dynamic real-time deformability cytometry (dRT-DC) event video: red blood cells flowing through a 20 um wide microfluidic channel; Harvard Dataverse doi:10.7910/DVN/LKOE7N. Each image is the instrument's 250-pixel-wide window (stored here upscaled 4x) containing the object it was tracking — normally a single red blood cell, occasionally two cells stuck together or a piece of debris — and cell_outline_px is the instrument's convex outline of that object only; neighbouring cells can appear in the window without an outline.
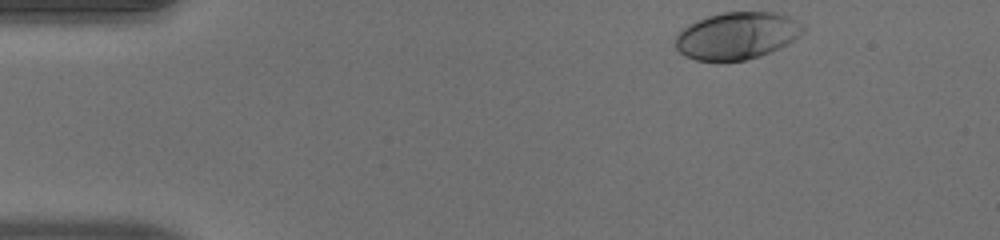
{"species": "human", "species_latin": "Homo sapiens", "temperature_condition": "warm", "stored_images_in_passage": 37, "camera_frame_rate_fps": 3000, "um_per_image_px": 0.085, "donor": {"sex": "male"}, "frame": {"image": 1, "passage_image": 1, "time_ms": 0.0, "image_size_px": [1000, 240], "cell_outline_px": [[808, 28], [800, 36], [788, 44], [760, 56], [744, 60], [696, 60], [684, 56], [676, 48], [676, 36], [688, 24], [696, 20], [708, 16], [724, 12], [776, 12], [788, 16], [804, 24]], "centroid_in_image_um": [62.68, 3.02], "position_along_channel_um": 22.3, "area_um2": 35.14}}
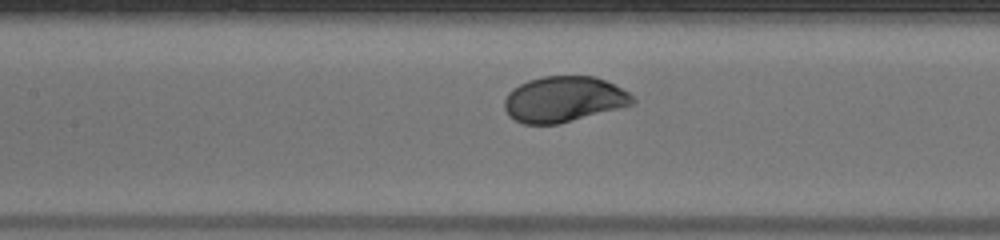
{"frame": {"image": 2, "passage_image": 18, "time_ms": 5.667, "image_size_px": [1000, 240], "cell_outline_px": [[636, 100], [632, 104], [556, 124], [524, 124], [508, 116], [504, 108], [504, 100], [508, 92], [512, 88], [528, 80], [544, 76], [596, 76], [628, 92]], "centroid_in_image_um": [47.86, 8.42], "position_along_channel_um": 159.5, "area_um2": 33.7}}
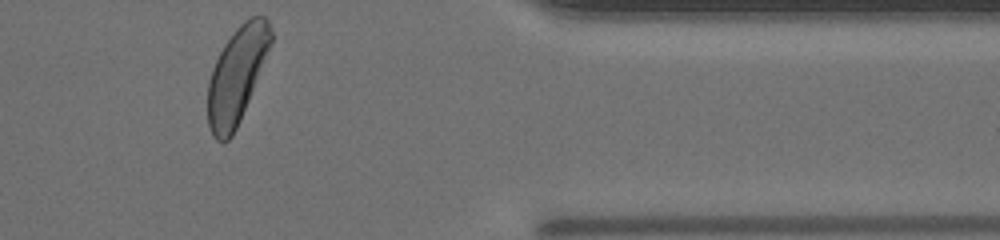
{"frame": {"image": 3, "passage_image": 37, "time_ms": 12.0, "image_size_px": [1000, 240], "cell_outline_px": [[272, 44], [240, 120], [232, 136], [228, 140], [216, 140], [212, 136], [208, 124], [208, 80], [212, 68], [224, 44], [236, 28], [244, 20], [252, 16], [264, 16], [268, 20], [272, 32]], "centroid_in_image_um": [20.13, 6.37], "position_along_channel_um": 391.3, "area_um2": 35.03}, "authors_computed_cell_mechanics": {"area_um2": 34.3332, "velocity_mm_per_s": 4.008, "shape_relaxation_time_tau1_ms": 2.0184, "shape_relaxation_time_tau2_ms": null, "deformation_change_tau1": 0.1664, "deformation_change_tau2": null}}